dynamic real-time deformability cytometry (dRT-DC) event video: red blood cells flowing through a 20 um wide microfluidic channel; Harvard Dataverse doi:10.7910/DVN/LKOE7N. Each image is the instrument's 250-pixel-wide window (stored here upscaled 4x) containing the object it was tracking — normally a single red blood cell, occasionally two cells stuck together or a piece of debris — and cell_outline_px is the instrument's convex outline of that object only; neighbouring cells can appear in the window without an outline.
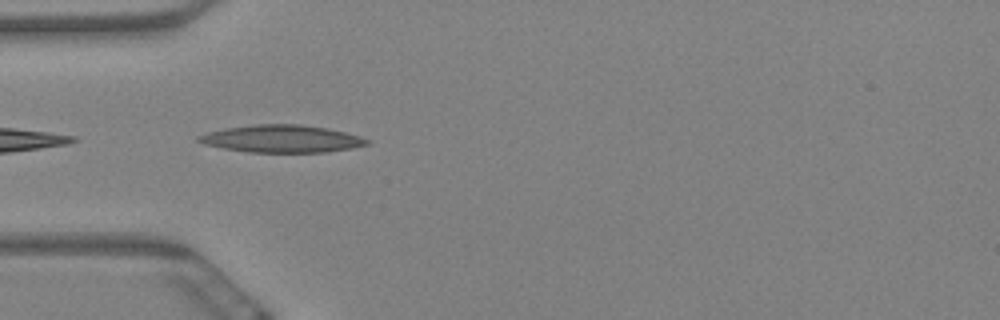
{"species": "Egyptian fruit bat (a non-hibernating species)", "species_latin": "Rousettus aegyptiacus", "temperature_condition": "warm", "stored_images_in_passage": 5, "camera_frame_rate_fps": 3000, "um_per_image_px": 0.085, "animal": {"sex": "female"}, "frame": {"image": 1, "passage_image": 4, "time_ms": 1.0, "image_size_px": [1000, 320], "cell_outline_px": [[368, 144], [352, 148], [324, 152], [248, 152], [224, 148], [204, 144], [196, 140], [196, 136], [208, 132], [224, 128], [256, 124], [300, 124], [328, 128], [360, 136], [368, 140]], "centroid_in_image_um": [23.91, 11.79], "position_along_channel_um": 61.1, "area_um2": 26.82}}
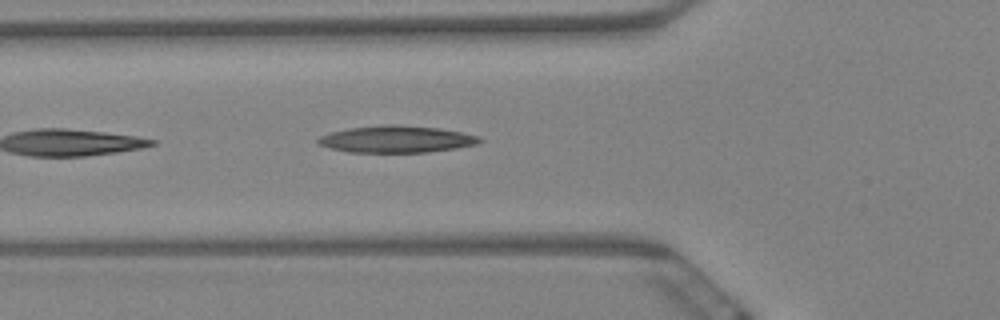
{"frame": {"image": 2, "passage_image": 5, "time_ms": 1.333, "image_size_px": [1000, 320], "cell_outline_px": [[484, 140], [476, 144], [456, 148], [428, 152], [348, 152], [316, 144], [316, 140], [320, 136], [332, 132], [348, 128], [388, 124], [396, 124], [440, 128], [480, 136]], "centroid_in_image_um": [33.7, 11.83], "position_along_channel_um": 92.1, "area_um2": 25.32}}